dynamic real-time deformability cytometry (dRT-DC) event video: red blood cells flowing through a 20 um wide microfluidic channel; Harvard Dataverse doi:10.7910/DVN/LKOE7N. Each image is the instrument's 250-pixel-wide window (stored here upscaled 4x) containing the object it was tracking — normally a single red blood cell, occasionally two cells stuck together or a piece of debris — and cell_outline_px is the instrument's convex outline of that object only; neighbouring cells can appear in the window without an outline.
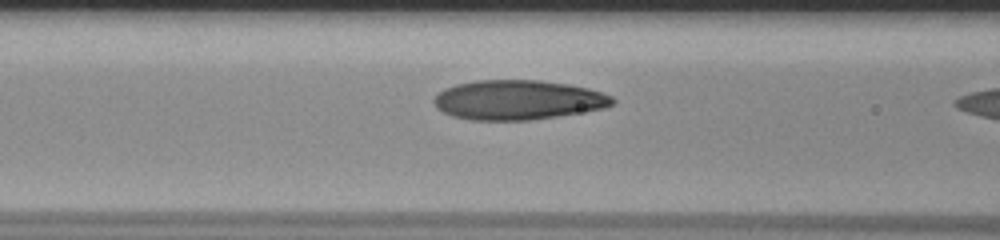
{"species": "human", "species_latin": "Homo sapiens", "temperature_condition": "room temperature", "stored_images_in_passage": 27, "camera_frame_rate_fps": 3000, "um_per_image_px": 0.085, "donor": {"sex": "male"}, "frame": {"image": 1, "passage_image": 6, "time_ms": 1.667, "image_size_px": [1000, 240], "cell_outline_px": [[616, 100], [612, 104], [604, 108], [532, 120], [472, 120], [452, 116], [436, 108], [432, 100], [444, 88], [456, 84], [476, 80], [536, 80], [568, 84], [588, 88], [612, 96]], "centroid_in_image_um": [44.0, 8.49], "position_along_channel_um": 122.6, "area_um2": 41.1}}
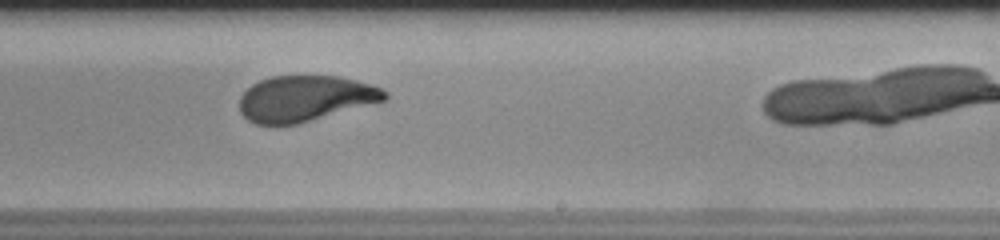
{"frame": {"image": 2, "passage_image": 17, "time_ms": 5.333, "image_size_px": [1000, 240], "cell_outline_px": [[388, 100], [296, 124], [256, 124], [248, 120], [240, 112], [240, 96], [252, 84], [260, 80], [272, 76], [336, 76], [356, 80], [372, 84], [388, 92]], "centroid_in_image_um": [25.96, 8.36], "position_along_channel_um": 263.0, "area_um2": 38.67}}
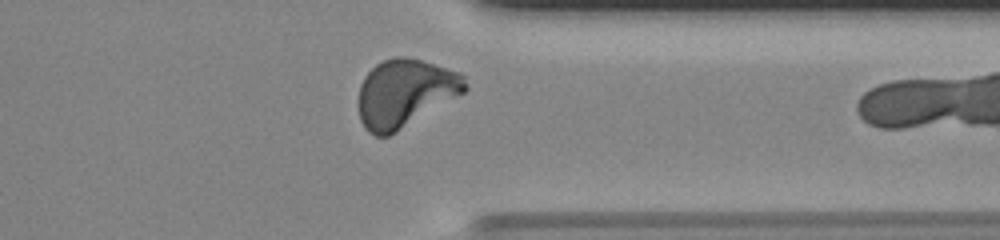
{"frame": {"image": 3, "passage_image": 26, "time_ms": 8.333, "image_size_px": [1000, 240], "cell_outline_px": [[468, 88], [464, 92], [396, 132], [388, 136], [376, 136], [368, 132], [364, 128], [360, 120], [356, 104], [360, 84], [364, 76], [376, 64], [384, 60], [396, 56], [404, 56], [420, 60], [460, 72], [464, 76], [468, 84]], "centroid_in_image_um": [34.38, 7.92], "position_along_channel_um": 377.0, "area_um2": 42.31}}